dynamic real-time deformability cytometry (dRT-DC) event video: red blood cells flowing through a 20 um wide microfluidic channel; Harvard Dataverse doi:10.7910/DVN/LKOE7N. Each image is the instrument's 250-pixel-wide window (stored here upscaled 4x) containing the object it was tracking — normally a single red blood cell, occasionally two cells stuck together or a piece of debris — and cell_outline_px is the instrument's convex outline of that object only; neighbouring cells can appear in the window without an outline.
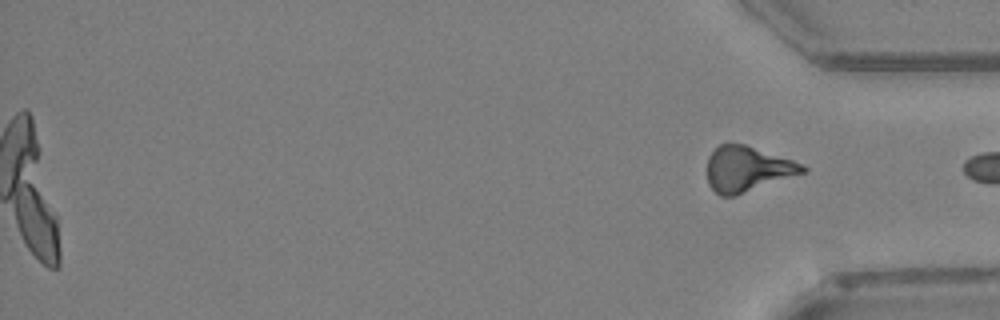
{"species": "Egyptian fruit bat (a non-hibernating species)", "species_latin": "Rousettus aegyptiacus", "temperature_condition": "warm", "stored_images_in_passage": 35, "camera_frame_rate_fps": 3000, "um_per_image_px": 0.085, "animal": {"sex": "female"}, "frame": {"image": 1, "passage_image": 35, "time_ms": 11.333, "image_size_px": [1000, 320], "cell_outline_px": [[808, 168], [804, 172], [736, 196], [720, 196], [708, 184], [708, 156], [720, 144], [744, 144], [804, 164]], "centroid_in_image_um": [63.51, 14.37], "position_along_channel_um": 371.7, "area_um2": 24.91}}